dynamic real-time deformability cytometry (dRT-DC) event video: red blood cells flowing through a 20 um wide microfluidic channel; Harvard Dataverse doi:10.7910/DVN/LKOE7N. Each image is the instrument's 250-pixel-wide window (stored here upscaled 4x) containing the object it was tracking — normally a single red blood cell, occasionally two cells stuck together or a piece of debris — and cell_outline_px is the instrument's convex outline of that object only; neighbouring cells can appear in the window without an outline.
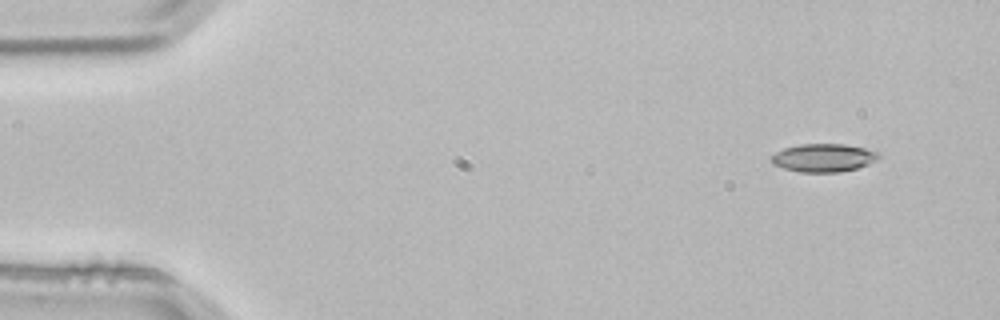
{"species": "common noctule bat (a hibernating species)", "species_latin": "Nyctalus noctula", "temperature_condition": "room temperature", "stored_images_in_passage": 3, "camera_frame_rate_fps": 3000, "um_per_image_px": 0.085, "animal": {"sex": "male", "body_mass_g": 21.5, "forearm_length_mm": 52.0}, "frame": {"image": 1, "passage_image": 1, "time_ms": 0.0, "image_size_px": [1000, 320], "cell_outline_px": [[880, 156], [876, 160], [868, 164], [856, 168], [840, 172], [800, 172], [784, 168], [772, 164], [772, 156], [776, 152], [784, 148], [800, 144], [844, 144], [864, 148], [880, 152]], "centroid_in_image_um": [70.01, 13.41], "position_along_channel_um": 15.0, "area_um2": 17.51}}